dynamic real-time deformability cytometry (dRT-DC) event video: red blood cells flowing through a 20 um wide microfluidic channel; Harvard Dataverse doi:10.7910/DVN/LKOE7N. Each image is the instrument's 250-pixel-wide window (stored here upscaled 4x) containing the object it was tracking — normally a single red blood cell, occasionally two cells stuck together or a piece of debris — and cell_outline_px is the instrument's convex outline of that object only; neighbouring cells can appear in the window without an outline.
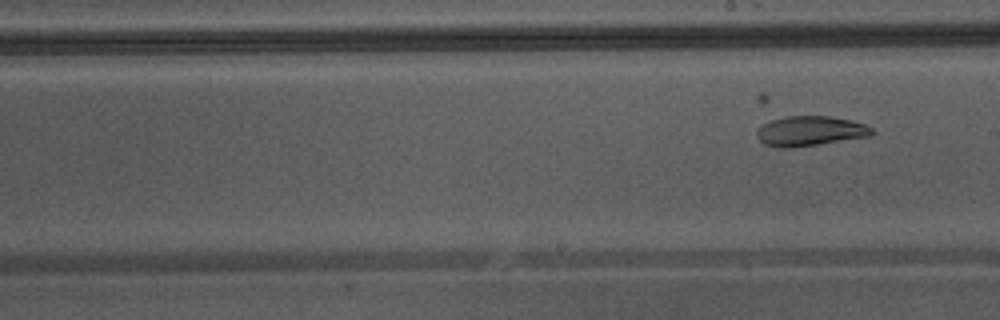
{"species": "Egyptian fruit bat (a non-hibernating species)", "species_latin": "Rousettus aegyptiacus", "temperature_condition": "warm", "stored_images_in_passage": 7, "segment_of_instrument_passage": [2, 2], "camera_frame_rate_fps": 3000, "um_per_image_px": 0.085, "animal": {"sex": "male"}, "frame": {"image": 1, "passage_image": 7, "time_ms": 2.0, "image_size_px": [1000, 320], "cell_outline_px": [[876, 132], [872, 136], [816, 144], [784, 148], [780, 148], [764, 144], [756, 136], [756, 132], [764, 124], [772, 120], [784, 116], [828, 116], [852, 120], [864, 124], [872, 128]], "centroid_in_image_um": [68.89, 11.13], "position_along_channel_um": 220.1, "area_um2": 19.88}}